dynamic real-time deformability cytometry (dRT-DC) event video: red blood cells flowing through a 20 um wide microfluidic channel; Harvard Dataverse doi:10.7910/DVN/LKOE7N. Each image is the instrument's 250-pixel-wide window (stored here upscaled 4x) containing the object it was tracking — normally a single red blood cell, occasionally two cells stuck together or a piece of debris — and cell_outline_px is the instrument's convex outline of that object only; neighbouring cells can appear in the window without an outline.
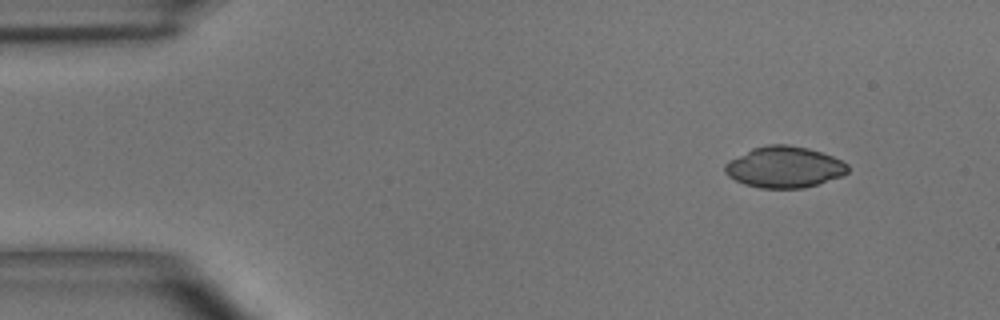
{"species": "common noctule bat (a hibernating species)", "species_latin": "Nyctalus noctula", "temperature_condition": "room temperature", "stored_images_in_passage": 4, "camera_frame_rate_fps": 3000, "um_per_image_px": 0.085, "animal": {"sex": "male", "body_mass_g": 15.6}, "frame": {"image": 1, "passage_image": 1, "time_ms": 0.0, "image_size_px": [1000, 320], "cell_outline_px": [[848, 172], [840, 176], [804, 188], [760, 188], [744, 184], [728, 176], [724, 172], [724, 164], [728, 160], [752, 148], [768, 144], [788, 144], [808, 148], [832, 156], [848, 164]], "centroid_in_image_um": [66.62, 14.19], "position_along_channel_um": 18.4, "area_um2": 29.48}}